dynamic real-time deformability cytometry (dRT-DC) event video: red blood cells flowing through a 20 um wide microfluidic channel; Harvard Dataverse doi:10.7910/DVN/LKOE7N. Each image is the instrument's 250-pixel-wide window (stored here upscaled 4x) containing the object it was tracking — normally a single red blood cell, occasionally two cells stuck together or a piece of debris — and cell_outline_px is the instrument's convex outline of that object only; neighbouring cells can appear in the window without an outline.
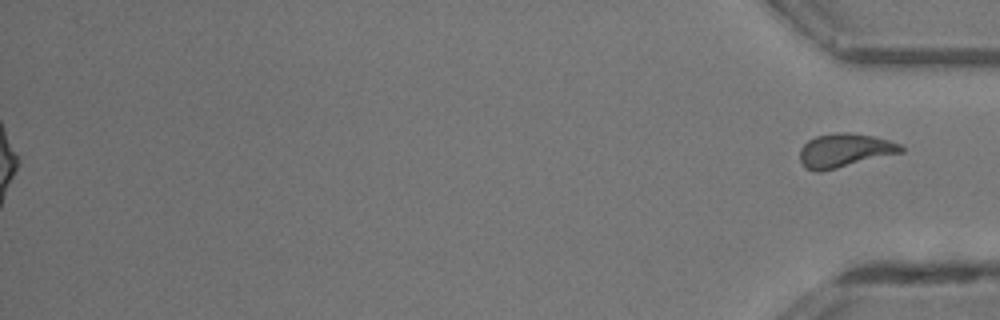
{"species": "common noctule bat (a hibernating species)", "species_latin": "Nyctalus noctula", "temperature_condition": "room temperature", "stored_images_in_passage": 43, "segment_of_instrument_passage": [2, 2], "camera_frame_rate_fps": 3000, "um_per_image_px": 0.085, "animal": {"sex": "male", "body_mass_g": 13.3}, "frame": {"image": 1, "passage_image": 43, "time_ms": 14.0, "image_size_px": [1000, 320], "cell_outline_px": [[904, 152], [820, 172], [816, 172], [804, 168], [800, 160], [800, 148], [808, 140], [816, 136], [836, 132], [844, 132], [872, 136], [888, 140], [900, 144], [904, 148]], "centroid_in_image_um": [71.77, 12.79], "position_along_channel_um": 363.4, "area_um2": 19.88}}